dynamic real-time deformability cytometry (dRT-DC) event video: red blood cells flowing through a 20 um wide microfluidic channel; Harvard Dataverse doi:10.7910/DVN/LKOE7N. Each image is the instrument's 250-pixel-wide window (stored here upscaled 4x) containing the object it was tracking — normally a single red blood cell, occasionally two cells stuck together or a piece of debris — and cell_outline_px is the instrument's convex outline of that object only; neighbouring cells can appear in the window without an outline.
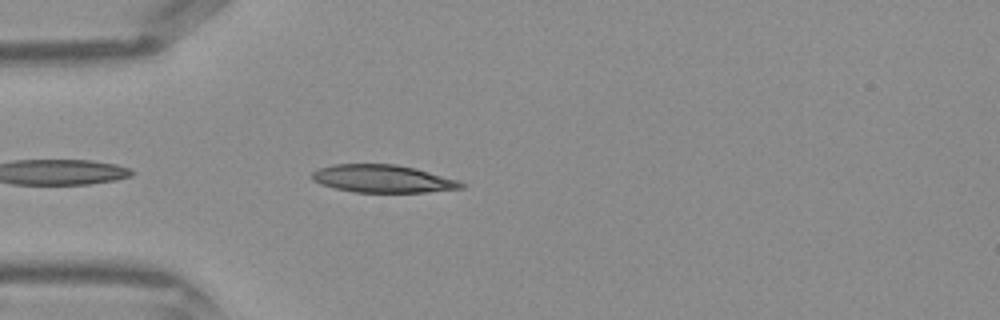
{"species": "Egyptian fruit bat (a non-hibernating species)", "species_latin": "Rousettus aegyptiacus", "temperature_condition": "warm", "stored_images_in_passage": 5, "camera_frame_rate_fps": 3000, "um_per_image_px": 0.085, "frame": {"image": 1, "passage_image": 2, "time_ms": 0.333, "image_size_px": [1000, 320], "cell_outline_px": [[464, 188], [424, 192], [356, 192], [336, 188], [320, 184], [312, 180], [312, 172], [320, 168], [332, 164], [396, 164], [416, 168], [456, 180], [464, 184]], "centroid_in_image_um": [32.5, 15.18], "position_along_channel_um": 52.5, "area_um2": 23.87}}